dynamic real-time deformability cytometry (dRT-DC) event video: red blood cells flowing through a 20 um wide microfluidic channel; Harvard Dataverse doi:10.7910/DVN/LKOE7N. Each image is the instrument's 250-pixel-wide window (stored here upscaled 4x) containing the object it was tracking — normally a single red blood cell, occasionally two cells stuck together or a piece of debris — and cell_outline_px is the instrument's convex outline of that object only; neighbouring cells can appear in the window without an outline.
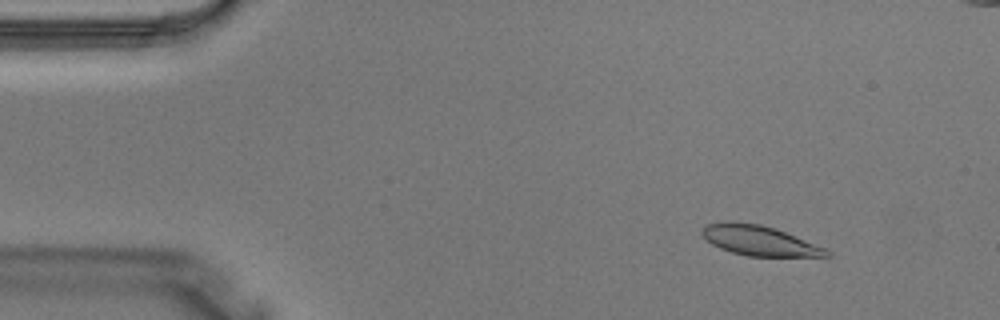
{"species": "Egyptian fruit bat (a non-hibernating species)", "species_latin": "Rousettus aegyptiacus", "temperature_condition": "warm", "stored_images_in_passage": 3, "camera_frame_rate_fps": 3000, "um_per_image_px": 0.085, "animal": {"sex": "male"}, "frame": {"image": 1, "passage_image": 1, "time_ms": 0.0, "image_size_px": [1000, 320], "cell_outline_px": [[832, 256], [748, 256], [732, 252], [720, 248], [712, 244], [704, 236], [704, 228], [708, 224], [760, 224], [776, 228], [824, 248], [832, 252]], "centroid_in_image_um": [64.64, 20.49], "position_along_channel_um": 20.4, "area_um2": 20.69}}